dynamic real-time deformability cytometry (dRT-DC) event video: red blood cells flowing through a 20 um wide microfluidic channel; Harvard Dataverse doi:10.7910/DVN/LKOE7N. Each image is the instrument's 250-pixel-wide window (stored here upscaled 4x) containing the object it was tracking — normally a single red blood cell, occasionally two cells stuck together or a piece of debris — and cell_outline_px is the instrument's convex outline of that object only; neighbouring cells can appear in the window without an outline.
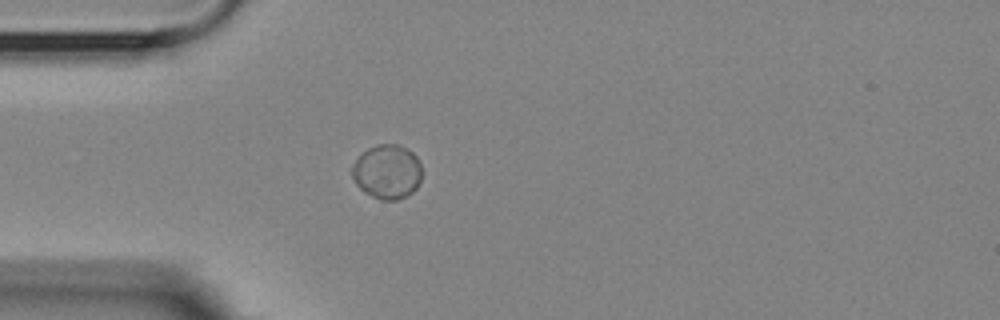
{"species": "Egyptian fruit bat (a non-hibernating species)", "species_latin": "Rousettus aegyptiacus", "temperature_condition": "room temperature", "stored_images_in_passage": 3, "camera_frame_rate_fps": 3000, "um_per_image_px": 0.085, "animal": {"sex": "female"}, "frame": {"image": 1, "passage_image": 2, "time_ms": 1.333, "image_size_px": [1000, 320], "cell_outline_px": [[420, 180], [416, 188], [412, 192], [396, 200], [380, 200], [364, 192], [356, 184], [352, 176], [352, 164], [368, 148], [376, 144], [396, 144], [412, 152], [420, 160]], "centroid_in_image_um": [32.89, 14.6], "position_along_channel_um": 52.1, "area_um2": 21.91}}